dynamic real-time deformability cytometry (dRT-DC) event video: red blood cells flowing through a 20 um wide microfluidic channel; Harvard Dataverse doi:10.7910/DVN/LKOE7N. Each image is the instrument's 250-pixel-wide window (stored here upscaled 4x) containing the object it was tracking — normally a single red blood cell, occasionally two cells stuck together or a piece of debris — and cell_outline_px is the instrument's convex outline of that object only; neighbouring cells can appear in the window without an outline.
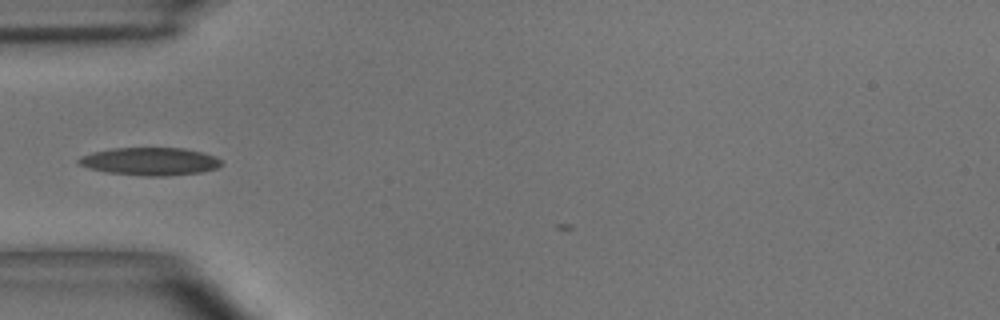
{"species": "common noctule bat (a hibernating species)", "species_latin": "Nyctalus noctula", "temperature_condition": "room temperature", "stored_images_in_passage": 4, "camera_frame_rate_fps": 3000, "um_per_image_px": 0.085, "animal": {"sex": "male", "body_mass_g": 15.6}, "frame": {"image": 1, "passage_image": 2, "time_ms": 0.333, "image_size_px": [1000, 320], "cell_outline_px": [[224, 164], [216, 168], [200, 172], [164, 176], [144, 176], [104, 172], [88, 168], [80, 164], [76, 160], [80, 156], [92, 152], [112, 148], [184, 148], [204, 152], [216, 156]], "centroid_in_image_um": [12.74, 13.71], "position_along_channel_um": 72.3, "area_um2": 23.29}}